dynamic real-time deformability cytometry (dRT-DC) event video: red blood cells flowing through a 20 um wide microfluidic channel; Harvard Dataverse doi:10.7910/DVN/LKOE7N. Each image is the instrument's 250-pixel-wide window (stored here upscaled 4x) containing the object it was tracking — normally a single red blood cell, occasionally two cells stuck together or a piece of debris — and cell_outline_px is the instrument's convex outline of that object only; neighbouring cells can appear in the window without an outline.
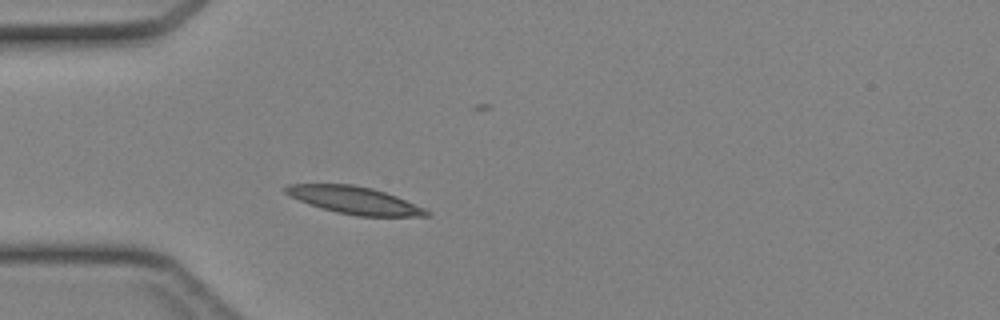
{"species": "Egyptian fruit bat (a non-hibernating species)", "species_latin": "Rousettus aegyptiacus", "temperature_condition": "cold", "stored_images_in_passage": 33, "camera_frame_rate_fps": 3000, "um_per_image_px": 0.085, "animal": {"sex": "female"}, "frame": {"image": 1, "passage_image": 1, "time_ms": 0.0, "image_size_px": [1000, 320], "cell_outline_px": [[432, 216], [356, 216], [336, 212], [308, 204], [284, 192], [284, 188], [288, 184], [352, 184], [372, 188], [396, 196], [424, 208], [432, 212]], "centroid_in_image_um": [30.15, 17.02], "position_along_channel_um": 54.8, "area_um2": 22.31}}
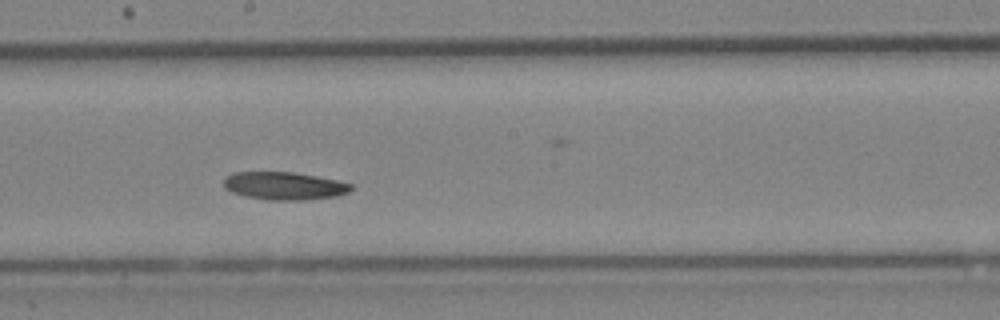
{"frame": {"image": 2, "passage_image": 13, "time_ms": 4.0, "image_size_px": [1000, 320], "cell_outline_px": [[352, 188], [348, 192], [336, 196], [308, 200], [268, 200], [244, 196], [232, 192], [224, 188], [224, 176], [236, 172], [292, 172], [316, 176], [336, 180], [352, 184]], "centroid_in_image_um": [24.13, 15.8], "position_along_channel_um": 224.1, "area_um2": 20.69}}
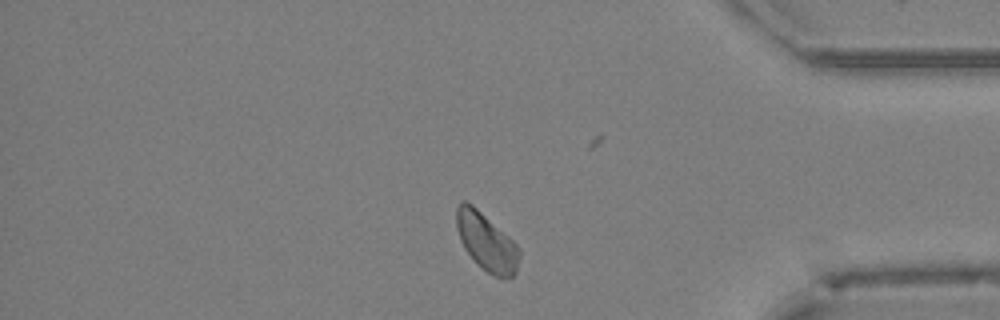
{"frame": {"image": 3, "passage_image": 26, "time_ms": 8.333, "image_size_px": [1000, 320], "cell_outline_px": [[520, 256], [516, 272], [512, 276], [504, 280], [492, 276], [464, 248], [460, 240], [456, 228], [456, 208], [464, 200], [472, 204], [508, 236], [516, 244], [520, 252]], "centroid_in_image_um": [41.36, 20.57], "position_along_channel_um": 393.8, "area_um2": 20.81}}